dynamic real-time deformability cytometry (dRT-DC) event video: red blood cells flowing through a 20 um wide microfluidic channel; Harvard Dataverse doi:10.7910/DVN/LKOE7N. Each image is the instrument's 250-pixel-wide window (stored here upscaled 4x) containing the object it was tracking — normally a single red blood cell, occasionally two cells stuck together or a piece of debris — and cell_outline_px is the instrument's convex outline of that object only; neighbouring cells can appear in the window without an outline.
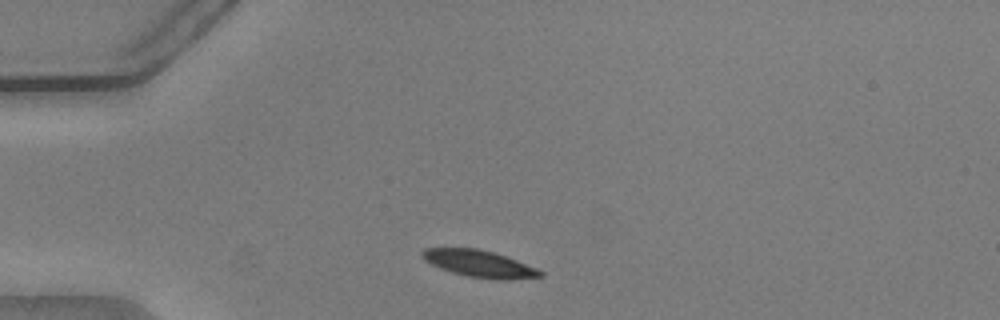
{"species": "common noctule bat (a hibernating species)", "species_latin": "Nyctalus noctula", "temperature_condition": "warm", "stored_images_in_passage": 43, "camera_frame_rate_fps": 3000, "um_per_image_px": 0.085, "animal": {"sex": "male", "body_mass_g": 20.5, "forearm_length_mm": 52.5}, "frame": {"image": 1, "passage_image": 3, "time_ms": 0.667, "image_size_px": [1000, 320], "cell_outline_px": [[544, 276], [508, 280], [496, 280], [468, 276], [452, 272], [440, 268], [424, 260], [420, 256], [420, 252], [424, 248], [476, 248], [492, 252], [516, 260], [536, 268], [544, 272]], "centroid_in_image_um": [40.72, 22.42], "position_along_channel_um": 44.3, "area_um2": 18.44}}
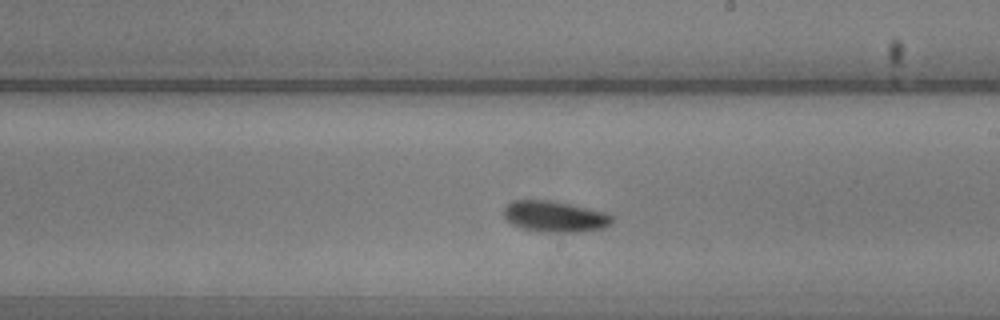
{"frame": {"image": 2, "passage_image": 21, "time_ms": 6.667, "image_size_px": [1000, 320], "cell_outline_px": [[612, 220], [604, 228], [584, 232], [540, 232], [520, 228], [512, 224], [504, 216], [504, 208], [512, 200], [548, 200], [608, 212], [612, 216]], "centroid_in_image_um": [47.16, 18.42], "position_along_channel_um": 241.8, "area_um2": 19.65}}
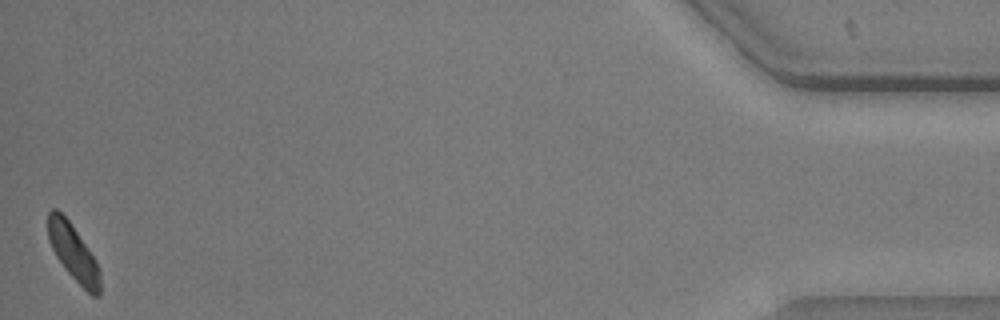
{"frame": {"image": 3, "passage_image": 43, "time_ms": 14.0, "image_size_px": [1000, 320], "cell_outline_px": [[100, 296], [92, 296], [64, 268], [56, 256], [48, 240], [48, 212], [52, 208], [56, 208], [68, 220], [96, 260], [100, 272]], "centroid_in_image_um": [6.22, 21.47], "position_along_channel_um": 429.0, "area_um2": 16.76}, "authors_computed_cell_mechanics": {"area_um2": 18.8428, "velocity_mm_per_s": 3.7373, "shape_relaxation_time_tau1_ms": 2.2636, "shape_relaxation_time_tau2_ms": null, "deformation_change_tau1": 0.1124, "deformation_change_tau2": null}}